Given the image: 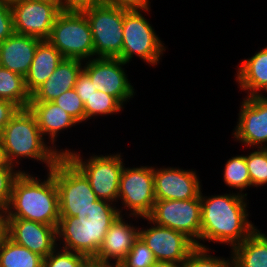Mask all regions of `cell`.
Instances as JSON below:
<instances>
[{
    "instance_id": "6da1fadb",
    "label": "cell",
    "mask_w": 267,
    "mask_h": 267,
    "mask_svg": "<svg viewBox=\"0 0 267 267\" xmlns=\"http://www.w3.org/2000/svg\"><path fill=\"white\" fill-rule=\"evenodd\" d=\"M202 192L200 241L228 244L232 250L256 230L248 219L246 196L232 191L207 197Z\"/></svg>"
},
{
    "instance_id": "7a4b0ae2",
    "label": "cell",
    "mask_w": 267,
    "mask_h": 267,
    "mask_svg": "<svg viewBox=\"0 0 267 267\" xmlns=\"http://www.w3.org/2000/svg\"><path fill=\"white\" fill-rule=\"evenodd\" d=\"M115 205L98 199L74 217H60L57 226V241L60 242L57 246L86 257H95L108 229L123 213V209Z\"/></svg>"
},
{
    "instance_id": "3957f363",
    "label": "cell",
    "mask_w": 267,
    "mask_h": 267,
    "mask_svg": "<svg viewBox=\"0 0 267 267\" xmlns=\"http://www.w3.org/2000/svg\"><path fill=\"white\" fill-rule=\"evenodd\" d=\"M29 172L15 179L11 198L5 207L8 218H21L57 228L60 211L59 195L53 174L47 171L44 181Z\"/></svg>"
},
{
    "instance_id": "277c9868",
    "label": "cell",
    "mask_w": 267,
    "mask_h": 267,
    "mask_svg": "<svg viewBox=\"0 0 267 267\" xmlns=\"http://www.w3.org/2000/svg\"><path fill=\"white\" fill-rule=\"evenodd\" d=\"M45 139L47 138L43 137L37 120L29 108L18 109L0 136L9 164L16 167L21 164L22 159H35L44 163V167L49 171L61 155L52 146L47 145L49 142Z\"/></svg>"
},
{
    "instance_id": "5b68a950",
    "label": "cell",
    "mask_w": 267,
    "mask_h": 267,
    "mask_svg": "<svg viewBox=\"0 0 267 267\" xmlns=\"http://www.w3.org/2000/svg\"><path fill=\"white\" fill-rule=\"evenodd\" d=\"M64 58L90 60L95 58L89 21L78 9H63L56 17L47 39Z\"/></svg>"
},
{
    "instance_id": "8992f818",
    "label": "cell",
    "mask_w": 267,
    "mask_h": 267,
    "mask_svg": "<svg viewBox=\"0 0 267 267\" xmlns=\"http://www.w3.org/2000/svg\"><path fill=\"white\" fill-rule=\"evenodd\" d=\"M92 33L95 58H118L123 46V20L127 11L104 1L80 9Z\"/></svg>"
},
{
    "instance_id": "52a82bcc",
    "label": "cell",
    "mask_w": 267,
    "mask_h": 267,
    "mask_svg": "<svg viewBox=\"0 0 267 267\" xmlns=\"http://www.w3.org/2000/svg\"><path fill=\"white\" fill-rule=\"evenodd\" d=\"M145 12L148 13L150 10H127L124 14L123 46L118 58L125 63L132 61L136 55L146 64L154 66L160 63L163 51L166 50L165 44L143 16L142 13Z\"/></svg>"
},
{
    "instance_id": "ba28073f",
    "label": "cell",
    "mask_w": 267,
    "mask_h": 267,
    "mask_svg": "<svg viewBox=\"0 0 267 267\" xmlns=\"http://www.w3.org/2000/svg\"><path fill=\"white\" fill-rule=\"evenodd\" d=\"M66 157L86 176L98 199L113 204L119 202V182L124 168L121 153L105 156L93 154L85 160L80 153L72 150Z\"/></svg>"
},
{
    "instance_id": "9c48e42d",
    "label": "cell",
    "mask_w": 267,
    "mask_h": 267,
    "mask_svg": "<svg viewBox=\"0 0 267 267\" xmlns=\"http://www.w3.org/2000/svg\"><path fill=\"white\" fill-rule=\"evenodd\" d=\"M49 171L58 189L60 217H74L98 200L86 176L66 156Z\"/></svg>"
},
{
    "instance_id": "30bf717a",
    "label": "cell",
    "mask_w": 267,
    "mask_h": 267,
    "mask_svg": "<svg viewBox=\"0 0 267 267\" xmlns=\"http://www.w3.org/2000/svg\"><path fill=\"white\" fill-rule=\"evenodd\" d=\"M118 200L122 208L135 218H147L152 212L155 199L152 166L125 167L120 177Z\"/></svg>"
},
{
    "instance_id": "8fae6325",
    "label": "cell",
    "mask_w": 267,
    "mask_h": 267,
    "mask_svg": "<svg viewBox=\"0 0 267 267\" xmlns=\"http://www.w3.org/2000/svg\"><path fill=\"white\" fill-rule=\"evenodd\" d=\"M148 218L160 226L186 234L197 247L209 248L200 242V196L189 200H156Z\"/></svg>"
},
{
    "instance_id": "7c38bea8",
    "label": "cell",
    "mask_w": 267,
    "mask_h": 267,
    "mask_svg": "<svg viewBox=\"0 0 267 267\" xmlns=\"http://www.w3.org/2000/svg\"><path fill=\"white\" fill-rule=\"evenodd\" d=\"M14 31L47 40L57 15L63 10L59 0H22L11 6Z\"/></svg>"
},
{
    "instance_id": "4fadbf2b",
    "label": "cell",
    "mask_w": 267,
    "mask_h": 267,
    "mask_svg": "<svg viewBox=\"0 0 267 267\" xmlns=\"http://www.w3.org/2000/svg\"><path fill=\"white\" fill-rule=\"evenodd\" d=\"M142 219L149 221L151 227H140L139 237L152 250L157 262H171L181 266L197 247L186 234L153 223L148 217Z\"/></svg>"
},
{
    "instance_id": "5bb4252c",
    "label": "cell",
    "mask_w": 267,
    "mask_h": 267,
    "mask_svg": "<svg viewBox=\"0 0 267 267\" xmlns=\"http://www.w3.org/2000/svg\"><path fill=\"white\" fill-rule=\"evenodd\" d=\"M127 63L119 58H92L84 61L83 71L90 77L94 87L114 96L122 105L135 95L125 68Z\"/></svg>"
},
{
    "instance_id": "9a60e30c",
    "label": "cell",
    "mask_w": 267,
    "mask_h": 267,
    "mask_svg": "<svg viewBox=\"0 0 267 267\" xmlns=\"http://www.w3.org/2000/svg\"><path fill=\"white\" fill-rule=\"evenodd\" d=\"M233 137L245 147L267 149V100L263 96L247 97L240 103Z\"/></svg>"
},
{
    "instance_id": "2e32d148",
    "label": "cell",
    "mask_w": 267,
    "mask_h": 267,
    "mask_svg": "<svg viewBox=\"0 0 267 267\" xmlns=\"http://www.w3.org/2000/svg\"><path fill=\"white\" fill-rule=\"evenodd\" d=\"M156 200H189L200 196L202 184L196 171L153 166Z\"/></svg>"
},
{
    "instance_id": "e0dca14e",
    "label": "cell",
    "mask_w": 267,
    "mask_h": 267,
    "mask_svg": "<svg viewBox=\"0 0 267 267\" xmlns=\"http://www.w3.org/2000/svg\"><path fill=\"white\" fill-rule=\"evenodd\" d=\"M8 238L46 258L57 247V228L21 218H8Z\"/></svg>"
},
{
    "instance_id": "ac0fdd59",
    "label": "cell",
    "mask_w": 267,
    "mask_h": 267,
    "mask_svg": "<svg viewBox=\"0 0 267 267\" xmlns=\"http://www.w3.org/2000/svg\"><path fill=\"white\" fill-rule=\"evenodd\" d=\"M124 215L125 213L119 215L113 222L94 257L101 264L118 267L139 238L140 228L132 225L130 221L128 224L123 218Z\"/></svg>"
},
{
    "instance_id": "d6986e66",
    "label": "cell",
    "mask_w": 267,
    "mask_h": 267,
    "mask_svg": "<svg viewBox=\"0 0 267 267\" xmlns=\"http://www.w3.org/2000/svg\"><path fill=\"white\" fill-rule=\"evenodd\" d=\"M41 39L13 33L0 43V66L25 77Z\"/></svg>"
},
{
    "instance_id": "ffe728a7",
    "label": "cell",
    "mask_w": 267,
    "mask_h": 267,
    "mask_svg": "<svg viewBox=\"0 0 267 267\" xmlns=\"http://www.w3.org/2000/svg\"><path fill=\"white\" fill-rule=\"evenodd\" d=\"M28 108L34 114L37 125L43 135L48 136L50 145L56 150L61 156H66L71 149L58 150L55 142L57 141L58 134L64 129L74 127L79 123L69 115L60 106L51 102H30ZM60 131V132H59Z\"/></svg>"
},
{
    "instance_id": "44dd1931",
    "label": "cell",
    "mask_w": 267,
    "mask_h": 267,
    "mask_svg": "<svg viewBox=\"0 0 267 267\" xmlns=\"http://www.w3.org/2000/svg\"><path fill=\"white\" fill-rule=\"evenodd\" d=\"M83 63V60L64 58L52 75L31 94L30 102H51L74 88Z\"/></svg>"
},
{
    "instance_id": "7402d4cb",
    "label": "cell",
    "mask_w": 267,
    "mask_h": 267,
    "mask_svg": "<svg viewBox=\"0 0 267 267\" xmlns=\"http://www.w3.org/2000/svg\"><path fill=\"white\" fill-rule=\"evenodd\" d=\"M236 73L238 87L247 93V97L262 96L267 90V46L244 59Z\"/></svg>"
},
{
    "instance_id": "603a6c76",
    "label": "cell",
    "mask_w": 267,
    "mask_h": 267,
    "mask_svg": "<svg viewBox=\"0 0 267 267\" xmlns=\"http://www.w3.org/2000/svg\"><path fill=\"white\" fill-rule=\"evenodd\" d=\"M64 59L62 54L48 41L41 40L25 76V84L30 95L42 85Z\"/></svg>"
},
{
    "instance_id": "cb8c5ba5",
    "label": "cell",
    "mask_w": 267,
    "mask_h": 267,
    "mask_svg": "<svg viewBox=\"0 0 267 267\" xmlns=\"http://www.w3.org/2000/svg\"><path fill=\"white\" fill-rule=\"evenodd\" d=\"M230 253L233 267H267V241L257 230Z\"/></svg>"
},
{
    "instance_id": "d4e9b609",
    "label": "cell",
    "mask_w": 267,
    "mask_h": 267,
    "mask_svg": "<svg viewBox=\"0 0 267 267\" xmlns=\"http://www.w3.org/2000/svg\"><path fill=\"white\" fill-rule=\"evenodd\" d=\"M0 99L12 102L19 109L28 108L31 95L25 77L0 66Z\"/></svg>"
},
{
    "instance_id": "484cf974",
    "label": "cell",
    "mask_w": 267,
    "mask_h": 267,
    "mask_svg": "<svg viewBox=\"0 0 267 267\" xmlns=\"http://www.w3.org/2000/svg\"><path fill=\"white\" fill-rule=\"evenodd\" d=\"M0 267H43V257L7 238L0 246Z\"/></svg>"
},
{
    "instance_id": "4316f807",
    "label": "cell",
    "mask_w": 267,
    "mask_h": 267,
    "mask_svg": "<svg viewBox=\"0 0 267 267\" xmlns=\"http://www.w3.org/2000/svg\"><path fill=\"white\" fill-rule=\"evenodd\" d=\"M223 171V181L226 186L239 190V194L247 197V193H242L244 189L246 191V188L251 187L246 155H237L229 158Z\"/></svg>"
},
{
    "instance_id": "83f0119b",
    "label": "cell",
    "mask_w": 267,
    "mask_h": 267,
    "mask_svg": "<svg viewBox=\"0 0 267 267\" xmlns=\"http://www.w3.org/2000/svg\"><path fill=\"white\" fill-rule=\"evenodd\" d=\"M125 107L112 95L96 90L84 104L85 122L96 116L118 114Z\"/></svg>"
},
{
    "instance_id": "f1b7e54d",
    "label": "cell",
    "mask_w": 267,
    "mask_h": 267,
    "mask_svg": "<svg viewBox=\"0 0 267 267\" xmlns=\"http://www.w3.org/2000/svg\"><path fill=\"white\" fill-rule=\"evenodd\" d=\"M246 163L251 187H260L267 184V149L257 148L246 155Z\"/></svg>"
},
{
    "instance_id": "f546056e",
    "label": "cell",
    "mask_w": 267,
    "mask_h": 267,
    "mask_svg": "<svg viewBox=\"0 0 267 267\" xmlns=\"http://www.w3.org/2000/svg\"><path fill=\"white\" fill-rule=\"evenodd\" d=\"M211 248L196 247L180 267H233V256L230 259L210 254Z\"/></svg>"
},
{
    "instance_id": "4dcf8cb0",
    "label": "cell",
    "mask_w": 267,
    "mask_h": 267,
    "mask_svg": "<svg viewBox=\"0 0 267 267\" xmlns=\"http://www.w3.org/2000/svg\"><path fill=\"white\" fill-rule=\"evenodd\" d=\"M156 262L152 250L139 237L118 267H152Z\"/></svg>"
},
{
    "instance_id": "1f68e13d",
    "label": "cell",
    "mask_w": 267,
    "mask_h": 267,
    "mask_svg": "<svg viewBox=\"0 0 267 267\" xmlns=\"http://www.w3.org/2000/svg\"><path fill=\"white\" fill-rule=\"evenodd\" d=\"M52 102L65 110L79 124L85 121L84 103L74 88L64 92Z\"/></svg>"
},
{
    "instance_id": "d6a6232c",
    "label": "cell",
    "mask_w": 267,
    "mask_h": 267,
    "mask_svg": "<svg viewBox=\"0 0 267 267\" xmlns=\"http://www.w3.org/2000/svg\"><path fill=\"white\" fill-rule=\"evenodd\" d=\"M85 255L56 247L46 258H43V267H77Z\"/></svg>"
},
{
    "instance_id": "836d02e7",
    "label": "cell",
    "mask_w": 267,
    "mask_h": 267,
    "mask_svg": "<svg viewBox=\"0 0 267 267\" xmlns=\"http://www.w3.org/2000/svg\"><path fill=\"white\" fill-rule=\"evenodd\" d=\"M14 168V166H0V208L8 205L15 179L21 172H25Z\"/></svg>"
},
{
    "instance_id": "e575fe53",
    "label": "cell",
    "mask_w": 267,
    "mask_h": 267,
    "mask_svg": "<svg viewBox=\"0 0 267 267\" xmlns=\"http://www.w3.org/2000/svg\"><path fill=\"white\" fill-rule=\"evenodd\" d=\"M14 32L11 6L0 2V43L10 37Z\"/></svg>"
},
{
    "instance_id": "d590c367",
    "label": "cell",
    "mask_w": 267,
    "mask_h": 267,
    "mask_svg": "<svg viewBox=\"0 0 267 267\" xmlns=\"http://www.w3.org/2000/svg\"><path fill=\"white\" fill-rule=\"evenodd\" d=\"M74 89L84 104L96 91L90 77L83 70L76 80Z\"/></svg>"
},
{
    "instance_id": "8d00e7d4",
    "label": "cell",
    "mask_w": 267,
    "mask_h": 267,
    "mask_svg": "<svg viewBox=\"0 0 267 267\" xmlns=\"http://www.w3.org/2000/svg\"><path fill=\"white\" fill-rule=\"evenodd\" d=\"M104 2L126 10H150V0H103Z\"/></svg>"
},
{
    "instance_id": "74e56055",
    "label": "cell",
    "mask_w": 267,
    "mask_h": 267,
    "mask_svg": "<svg viewBox=\"0 0 267 267\" xmlns=\"http://www.w3.org/2000/svg\"><path fill=\"white\" fill-rule=\"evenodd\" d=\"M18 107L10 101L0 99V136L11 117L18 111Z\"/></svg>"
},
{
    "instance_id": "f35d334b",
    "label": "cell",
    "mask_w": 267,
    "mask_h": 267,
    "mask_svg": "<svg viewBox=\"0 0 267 267\" xmlns=\"http://www.w3.org/2000/svg\"><path fill=\"white\" fill-rule=\"evenodd\" d=\"M103 0H59L60 5L63 9H78L83 7L100 3Z\"/></svg>"
},
{
    "instance_id": "ab89813d",
    "label": "cell",
    "mask_w": 267,
    "mask_h": 267,
    "mask_svg": "<svg viewBox=\"0 0 267 267\" xmlns=\"http://www.w3.org/2000/svg\"><path fill=\"white\" fill-rule=\"evenodd\" d=\"M8 238V217L5 208H0V246Z\"/></svg>"
},
{
    "instance_id": "60d3db41",
    "label": "cell",
    "mask_w": 267,
    "mask_h": 267,
    "mask_svg": "<svg viewBox=\"0 0 267 267\" xmlns=\"http://www.w3.org/2000/svg\"><path fill=\"white\" fill-rule=\"evenodd\" d=\"M77 267H110L98 262L94 257H86Z\"/></svg>"
},
{
    "instance_id": "b9f144b4",
    "label": "cell",
    "mask_w": 267,
    "mask_h": 267,
    "mask_svg": "<svg viewBox=\"0 0 267 267\" xmlns=\"http://www.w3.org/2000/svg\"><path fill=\"white\" fill-rule=\"evenodd\" d=\"M0 166H12L11 164L8 163L6 159L5 152L1 142H0Z\"/></svg>"
},
{
    "instance_id": "7bdbcfd3",
    "label": "cell",
    "mask_w": 267,
    "mask_h": 267,
    "mask_svg": "<svg viewBox=\"0 0 267 267\" xmlns=\"http://www.w3.org/2000/svg\"><path fill=\"white\" fill-rule=\"evenodd\" d=\"M152 267H180V265L171 262H156Z\"/></svg>"
},
{
    "instance_id": "ee69618b",
    "label": "cell",
    "mask_w": 267,
    "mask_h": 267,
    "mask_svg": "<svg viewBox=\"0 0 267 267\" xmlns=\"http://www.w3.org/2000/svg\"><path fill=\"white\" fill-rule=\"evenodd\" d=\"M22 0H0L1 3L7 4V5H14Z\"/></svg>"
},
{
    "instance_id": "f6af8a7d",
    "label": "cell",
    "mask_w": 267,
    "mask_h": 267,
    "mask_svg": "<svg viewBox=\"0 0 267 267\" xmlns=\"http://www.w3.org/2000/svg\"><path fill=\"white\" fill-rule=\"evenodd\" d=\"M256 230L266 239L267 241V235L265 233H262L261 230H259L257 227H256Z\"/></svg>"
},
{
    "instance_id": "bcb514c9",
    "label": "cell",
    "mask_w": 267,
    "mask_h": 267,
    "mask_svg": "<svg viewBox=\"0 0 267 267\" xmlns=\"http://www.w3.org/2000/svg\"><path fill=\"white\" fill-rule=\"evenodd\" d=\"M265 92L267 93V90H266ZM262 96H263V97H264V98L267 100V96H266V95H265V96H264V95H262Z\"/></svg>"
}]
</instances>
